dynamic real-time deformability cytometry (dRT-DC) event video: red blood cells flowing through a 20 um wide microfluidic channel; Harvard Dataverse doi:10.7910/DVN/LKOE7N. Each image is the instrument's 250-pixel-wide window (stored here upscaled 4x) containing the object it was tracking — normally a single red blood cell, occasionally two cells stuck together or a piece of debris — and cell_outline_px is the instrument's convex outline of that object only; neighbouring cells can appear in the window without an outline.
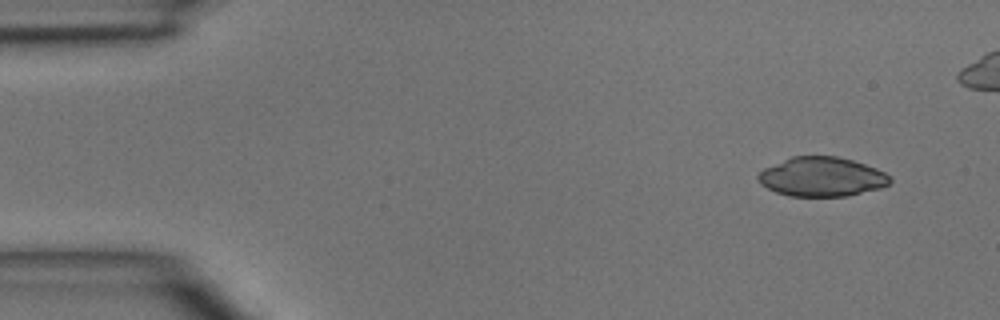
{"species": "common noctule bat (a hibernating species)", "species_latin": "Nyctalus noctula", "temperature_condition": "room temperature", "stored_images_in_passage": 40, "camera_frame_rate_fps": 3000, "um_per_image_px": 0.085, "animal": {"sex": "male", "body_mass_g": 15.6}, "frame": {"image": 1, "passage_image": 1, "time_ms": 0.0, "image_size_px": [1000, 320], "cell_outline_px": [[892, 180], [888, 184], [880, 188], [848, 196], [788, 196], [776, 192], [760, 184], [756, 176], [764, 168], [792, 156], [836, 156], [852, 160], [876, 168], [884, 172]], "centroid_in_image_um": [69.83, 15.03], "position_along_channel_um": 15.2, "area_um2": 30.11}}
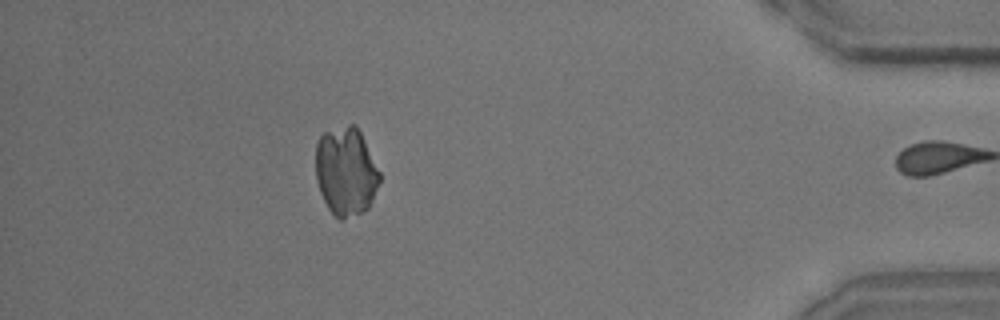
{"frame": {"image": 2, "passage_image": 39, "time_ms": 12.667, "image_size_px": [1000, 320], "cell_outline_px": [[380, 180], [372, 200], [368, 208], [344, 220], [340, 220], [328, 208], [320, 192], [316, 180], [316, 144], [320, 136], [324, 132], [348, 124], [356, 124], [380, 172]], "centroid_in_image_um": [29.39, 14.56], "position_along_channel_um": 405.8, "area_um2": 32.89}}